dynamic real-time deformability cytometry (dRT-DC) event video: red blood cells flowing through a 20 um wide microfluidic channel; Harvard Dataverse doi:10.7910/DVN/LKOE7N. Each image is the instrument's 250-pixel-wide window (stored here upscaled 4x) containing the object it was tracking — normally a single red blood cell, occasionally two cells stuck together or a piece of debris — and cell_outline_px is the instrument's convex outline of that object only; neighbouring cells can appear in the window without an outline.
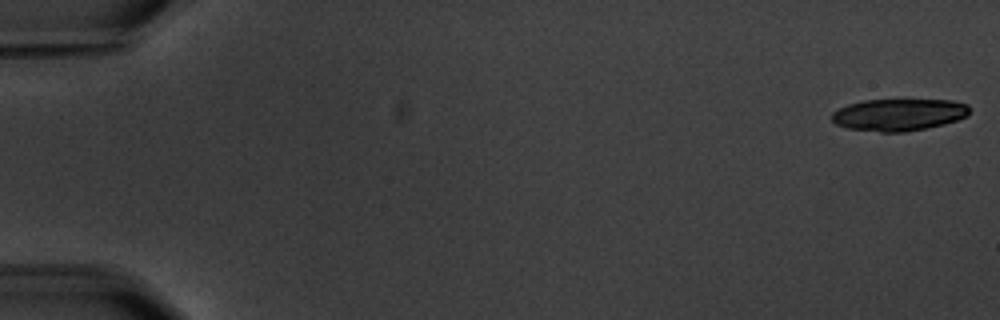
{"species": "common noctule bat (a hibernating species)", "species_latin": "Nyctalus noctula", "temperature_condition": "warm", "stored_images_in_passage": 6, "camera_frame_rate_fps": 3000, "um_per_image_px": 0.085, "animal": {"sex": "male", "body_mass_g": 20.1, "forearm_length_mm": 53.5}, "frame": {"image": 1, "passage_image": 1, "time_ms": 0.0, "image_size_px": [1000, 320], "cell_outline_px": [[968, 116], [944, 124], [928, 128], [904, 132], [880, 132], [848, 128], [836, 124], [832, 120], [832, 112], [848, 104], [864, 100], [952, 100], [968, 104]], "centroid_in_image_um": [76.4, 9.75], "position_along_channel_um": 8.6, "area_um2": 25.66}}